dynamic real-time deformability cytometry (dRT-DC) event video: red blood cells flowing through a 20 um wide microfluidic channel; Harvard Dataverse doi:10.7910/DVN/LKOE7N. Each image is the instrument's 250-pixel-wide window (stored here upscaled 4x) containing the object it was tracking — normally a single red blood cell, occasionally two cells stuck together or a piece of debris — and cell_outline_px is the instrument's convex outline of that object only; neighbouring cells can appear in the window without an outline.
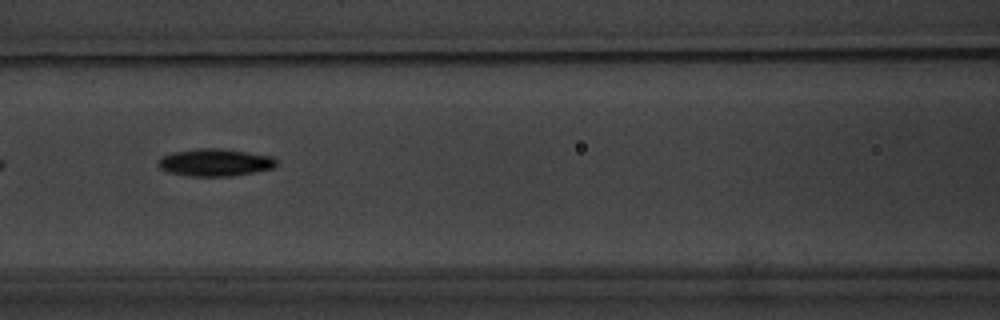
{"species": "common noctule bat (a hibernating species)", "species_latin": "Nyctalus noctula", "temperature_condition": "warm", "stored_images_in_passage": 11, "camera_frame_rate_fps": 3000, "um_per_image_px": 0.085, "animal": {"sex": "male", "body_mass_g": 20.1, "forearm_length_mm": 53.5}, "frame": {"image": 1, "passage_image": 7, "time_ms": 8.0, "image_size_px": [1000, 320], "cell_outline_px": [[276, 164], [272, 168], [232, 176], [188, 176], [168, 172], [160, 168], [160, 156], [172, 152], [200, 148], [220, 148], [248, 152], [272, 156], [276, 160]], "centroid_in_image_um": [18.26, 13.8], "position_along_channel_um": 148.3, "area_um2": 18.73}}
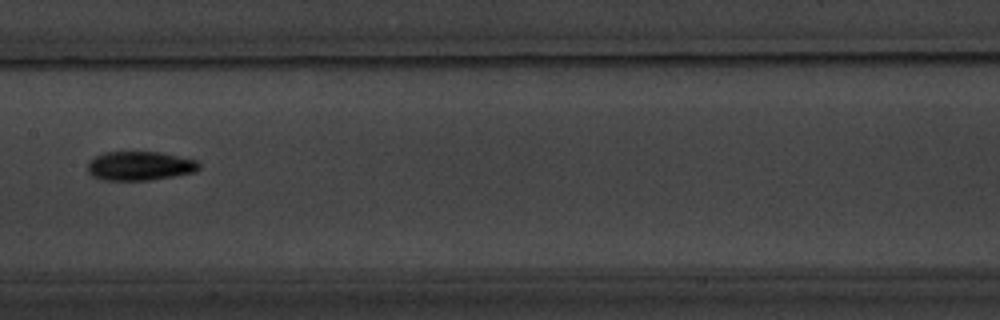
{"frame": {"image": 2, "passage_image": 8, "time_ms": 9.333, "image_size_px": [1000, 320], "cell_outline_px": [[200, 168], [196, 172], [148, 180], [104, 180], [92, 176], [88, 172], [88, 160], [104, 152], [160, 152], [196, 160], [200, 164]], "centroid_in_image_um": [11.87, 14.1], "position_along_channel_um": 195.5, "area_um2": 18.84}}